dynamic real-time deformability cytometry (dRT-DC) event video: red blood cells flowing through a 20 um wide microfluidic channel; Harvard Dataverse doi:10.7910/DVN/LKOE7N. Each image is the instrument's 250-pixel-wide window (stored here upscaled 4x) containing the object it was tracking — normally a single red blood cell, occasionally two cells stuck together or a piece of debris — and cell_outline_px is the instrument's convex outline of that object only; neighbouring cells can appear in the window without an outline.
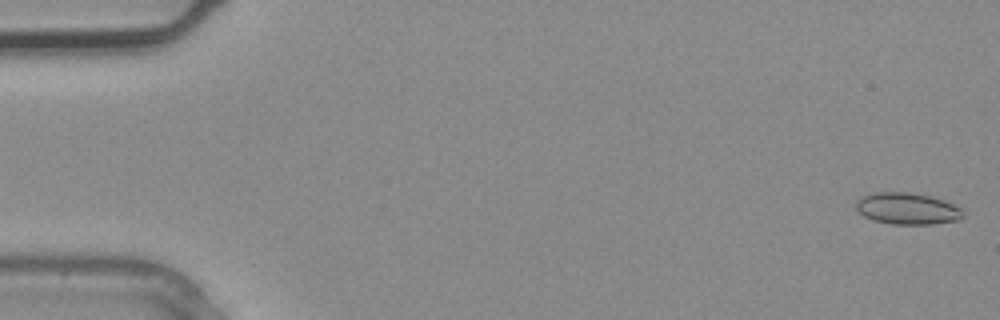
{"species": "common noctule bat (a hibernating species)", "species_latin": "Nyctalus noctula", "temperature_condition": "warm", "stored_images_in_passage": 3, "camera_frame_rate_fps": 3000, "um_per_image_px": 0.085, "animal": {"sex": "male", "body_mass_g": 20.4}, "frame": {"image": 1, "passage_image": 1, "time_ms": 0.0, "image_size_px": [1000, 320], "cell_outline_px": [[964, 216], [960, 220], [932, 224], [892, 224], [876, 220], [864, 216], [856, 208], [856, 200], [860, 196], [876, 192], [912, 192], [944, 200], [960, 208], [964, 212]], "centroid_in_image_um": [77.13, 17.72], "position_along_channel_um": 7.9, "area_um2": 19.71}}
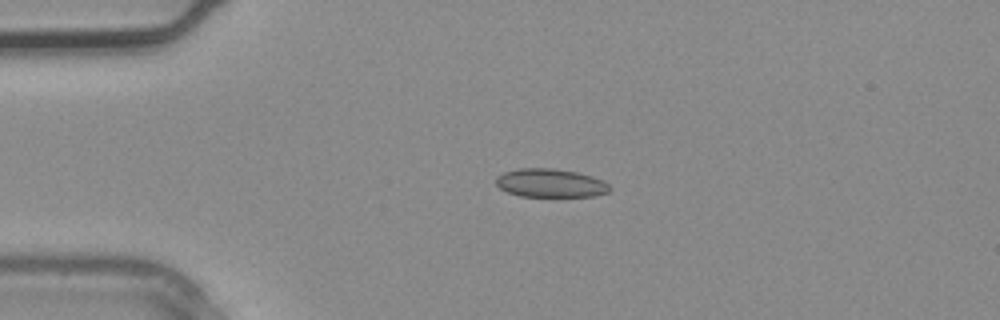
{"frame": {"image": 2, "passage_image": 3, "time_ms": 0.667, "image_size_px": [1000, 320], "cell_outline_px": [[612, 188], [608, 192], [592, 196], [520, 196], [508, 192], [500, 188], [496, 184], [496, 176], [504, 172], [516, 168], [552, 168], [576, 172], [592, 176], [604, 180]], "centroid_in_image_um": [46.78, 15.55], "position_along_channel_um": 38.2, "area_um2": 18.9}}